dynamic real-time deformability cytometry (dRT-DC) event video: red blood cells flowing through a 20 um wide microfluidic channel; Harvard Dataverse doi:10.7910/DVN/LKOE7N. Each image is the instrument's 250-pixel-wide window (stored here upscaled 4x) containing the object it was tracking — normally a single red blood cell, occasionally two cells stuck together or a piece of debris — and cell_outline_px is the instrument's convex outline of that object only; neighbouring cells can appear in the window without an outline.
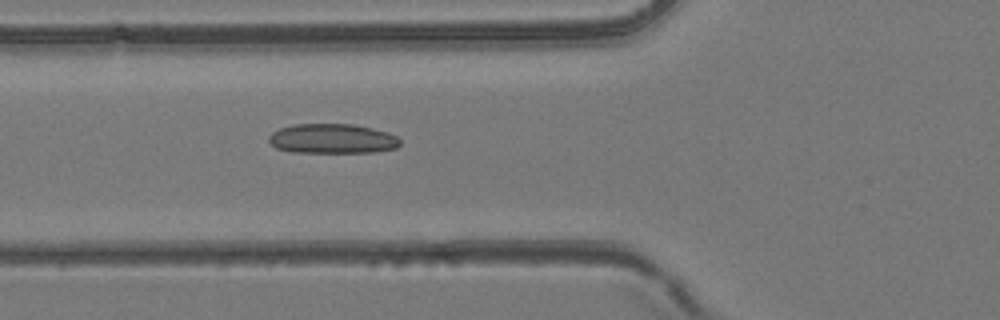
{"species": "common noctule bat (a hibernating species)", "species_latin": "Nyctalus noctula", "temperature_condition": "room temperature", "stored_images_in_passage": 39, "camera_frame_rate_fps": 3000, "um_per_image_px": 0.085, "animal": {"sex": "female", "body_mass_g": 24.6, "forearm_length_mm": 56.2}, "frame": {"image": 1, "passage_image": 16, "time_ms": 5.0, "image_size_px": [1000, 320], "cell_outline_px": [[400, 144], [396, 148], [372, 152], [292, 152], [276, 148], [268, 140], [268, 136], [272, 132], [280, 128], [292, 124], [352, 124], [372, 128], [388, 132], [396, 136], [400, 140]], "centroid_in_image_um": [28.23, 11.78], "position_along_channel_um": 97.6, "area_um2": 22.72}}
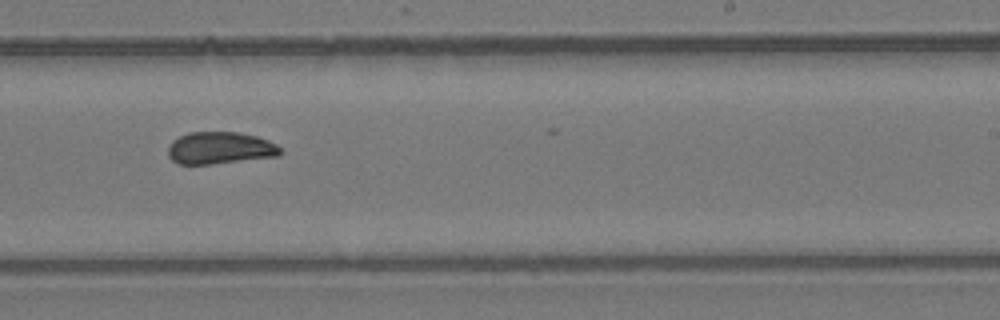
{"frame": {"image": 2, "passage_image": 27, "time_ms": 8.667, "image_size_px": [1000, 320], "cell_outline_px": [[284, 152], [280, 156], [212, 164], [176, 164], [168, 156], [168, 148], [172, 140], [188, 132], [240, 132], [256, 136], [268, 140], [276, 144]], "centroid_in_image_um": [18.71, 12.58], "position_along_channel_um": 270.3, "area_um2": 21.27}}
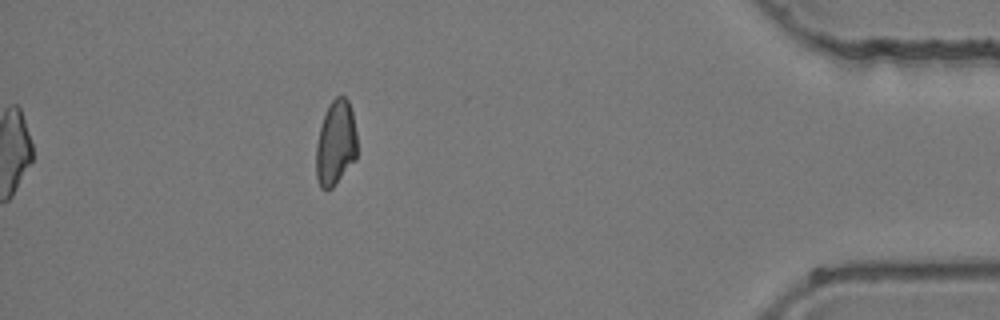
{"frame": {"image": 3, "passage_image": 39, "time_ms": 12.667, "image_size_px": [1000, 320], "cell_outline_px": [[356, 160], [332, 188], [320, 188], [316, 176], [316, 144], [320, 128], [328, 104], [336, 96], [344, 96], [348, 100], [352, 112], [356, 132]], "centroid_in_image_um": [28.53, 12.16], "position_along_channel_um": 406.7, "area_um2": 20.35}}